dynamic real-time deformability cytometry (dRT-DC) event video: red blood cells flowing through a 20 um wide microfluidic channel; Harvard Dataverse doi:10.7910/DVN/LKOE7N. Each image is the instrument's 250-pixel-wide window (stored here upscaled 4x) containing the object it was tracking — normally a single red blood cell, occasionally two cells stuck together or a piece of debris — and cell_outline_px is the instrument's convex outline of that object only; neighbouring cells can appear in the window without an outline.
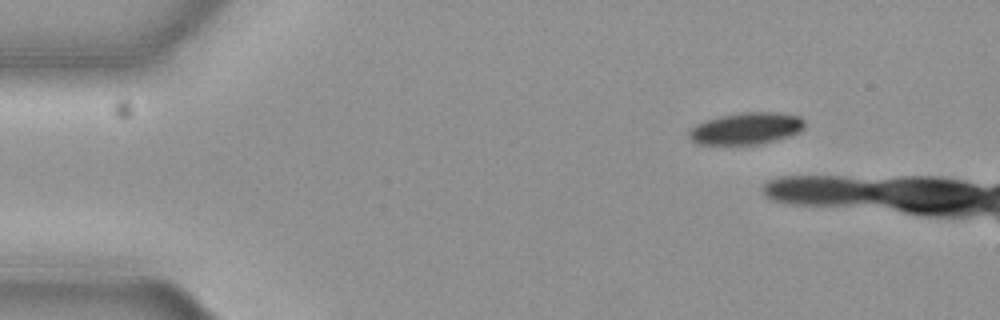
{"species": "common noctule bat (a hibernating species)", "species_latin": "Nyctalus noctula", "temperature_condition": "cold", "stored_images_in_passage": 7, "camera_frame_rate_fps": 3000, "um_per_image_px": 0.085, "animal": {"sex": "female", "body_mass_g": 19.3, "forearm_length_mm": 54.1}, "frame": {"image": 1, "passage_image": 1, "time_ms": 0.0, "image_size_px": [1000, 320], "cell_outline_px": [[804, 128], [800, 132], [772, 140], [756, 144], [696, 144], [688, 136], [688, 132], [696, 124], [708, 120], [724, 116], [744, 112], [776, 112], [800, 116], [804, 120]], "centroid_in_image_um": [63.43, 10.91], "position_along_channel_um": 21.6, "area_um2": 21.04}}